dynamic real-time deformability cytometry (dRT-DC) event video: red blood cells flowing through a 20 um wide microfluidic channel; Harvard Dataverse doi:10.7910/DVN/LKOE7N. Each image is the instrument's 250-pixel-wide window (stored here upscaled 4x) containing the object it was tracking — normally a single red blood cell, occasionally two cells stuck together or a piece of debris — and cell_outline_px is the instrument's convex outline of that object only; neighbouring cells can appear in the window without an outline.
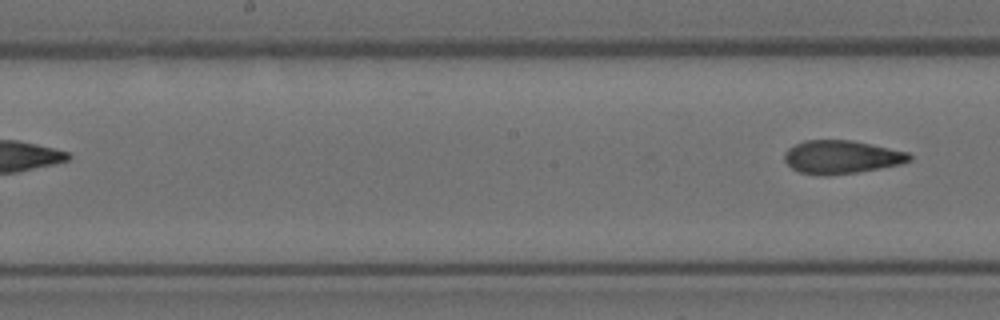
{"species": "Egyptian fruit bat (a non-hibernating species)", "species_latin": "Rousettus aegyptiacus", "temperature_condition": "room temperature", "stored_images_in_passage": 5, "segment_of_instrument_passage": [2, 2], "camera_frame_rate_fps": 3000, "um_per_image_px": 0.085, "animal": {"sex": "female"}, "frame": {"image": 1, "passage_image": 5, "time_ms": 1.333, "image_size_px": [1000, 320], "cell_outline_px": [[912, 160], [900, 164], [880, 168], [856, 172], [828, 176], [824, 176], [800, 172], [792, 168], [784, 160], [784, 152], [788, 148], [804, 140], [852, 140], [908, 152], [912, 156]], "centroid_in_image_um": [71.51, 13.35], "position_along_channel_um": 176.7, "area_um2": 24.22}}